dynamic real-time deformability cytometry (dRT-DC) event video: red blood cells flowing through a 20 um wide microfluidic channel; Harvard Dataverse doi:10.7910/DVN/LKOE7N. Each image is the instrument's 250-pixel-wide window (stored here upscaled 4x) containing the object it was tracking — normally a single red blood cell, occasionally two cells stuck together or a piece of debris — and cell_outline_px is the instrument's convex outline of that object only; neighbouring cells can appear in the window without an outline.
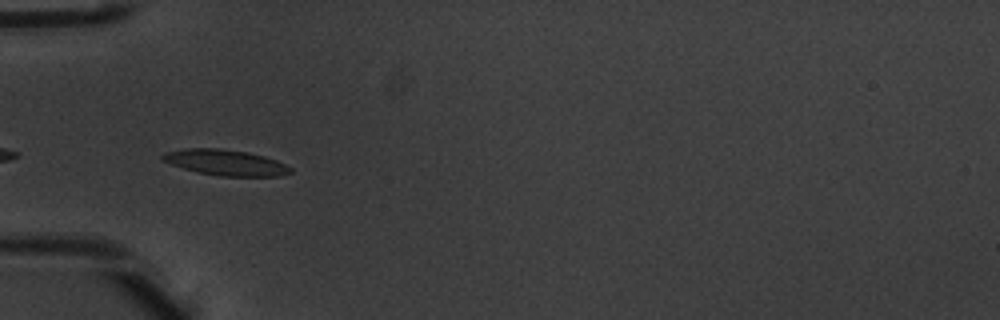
{"species": "common noctule bat (a hibernating species)", "species_latin": "Nyctalus noctula", "temperature_condition": "warm", "stored_images_in_passage": 6, "camera_frame_rate_fps": 3000, "um_per_image_px": 0.085, "animal": {"sex": "male", "body_mass_g": 20.1, "forearm_length_mm": 53.5}, "frame": {"image": 1, "passage_image": 4, "time_ms": 1.0, "image_size_px": [1000, 320], "cell_outline_px": [[292, 172], [280, 176], [220, 176], [200, 172], [184, 168], [160, 160], [160, 156], [164, 152], [188, 148], [220, 148], [248, 152], [264, 156], [276, 160], [292, 168]], "centroid_in_image_um": [19.17, 13.81], "position_along_channel_um": 65.8, "area_um2": 19.13}}